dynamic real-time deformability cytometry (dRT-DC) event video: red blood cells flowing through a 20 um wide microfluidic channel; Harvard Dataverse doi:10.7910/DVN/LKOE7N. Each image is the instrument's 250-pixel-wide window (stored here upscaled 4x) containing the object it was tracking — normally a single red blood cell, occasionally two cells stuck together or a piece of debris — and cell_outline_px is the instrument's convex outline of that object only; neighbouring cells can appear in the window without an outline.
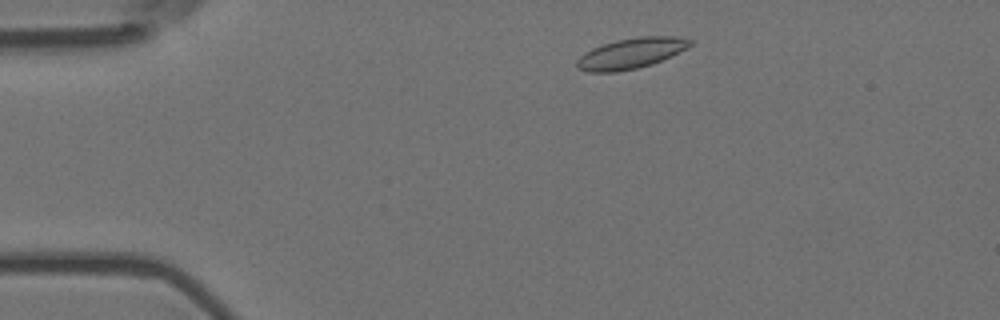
{"species": "Egyptian fruit bat (a non-hibernating species)", "species_latin": "Rousettus aegyptiacus", "temperature_condition": "room temperature", "stored_images_in_passage": 3, "camera_frame_rate_fps": 3000, "um_per_image_px": 0.085, "animal": {"sex": "female"}, "frame": {"image": 1, "passage_image": 1, "time_ms": 0.0, "image_size_px": [1000, 320], "cell_outline_px": [[692, 44], [688, 48], [672, 56], [652, 64], [636, 68], [616, 72], [588, 72], [576, 68], [576, 60], [584, 52], [592, 48], [616, 40], [640, 36], [676, 36], [692, 40]], "centroid_in_image_um": [53.63, 4.53], "position_along_channel_um": 31.4, "area_um2": 20.29}}